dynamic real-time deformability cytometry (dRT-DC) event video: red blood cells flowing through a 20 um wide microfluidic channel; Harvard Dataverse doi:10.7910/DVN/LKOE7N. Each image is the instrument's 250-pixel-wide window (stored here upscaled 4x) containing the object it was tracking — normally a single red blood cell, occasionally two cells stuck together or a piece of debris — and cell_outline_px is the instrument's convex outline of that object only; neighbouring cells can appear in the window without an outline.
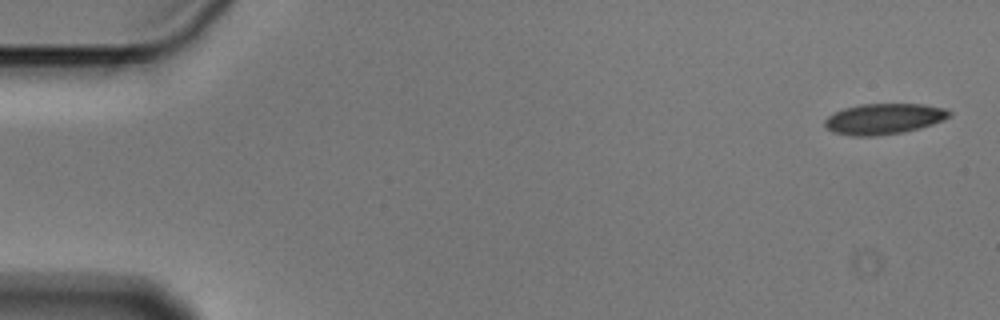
{"species": "Egyptian fruit bat (a non-hibernating species)", "species_latin": "Rousettus aegyptiacus", "temperature_condition": "cold", "stored_images_in_passage": 5, "camera_frame_rate_fps": 3000, "um_per_image_px": 0.085, "animal": {"sex": "male"}, "frame": {"image": 1, "passage_image": 1, "time_ms": 0.0, "image_size_px": [1000, 320], "cell_outline_px": [[952, 116], [944, 120], [920, 128], [904, 132], [876, 136], [848, 136], [832, 132], [824, 124], [824, 120], [828, 116], [844, 108], [860, 104], [924, 104], [948, 108], [952, 112]], "centroid_in_image_um": [75.17, 10.1], "position_along_channel_um": 9.8, "area_um2": 22.6}}
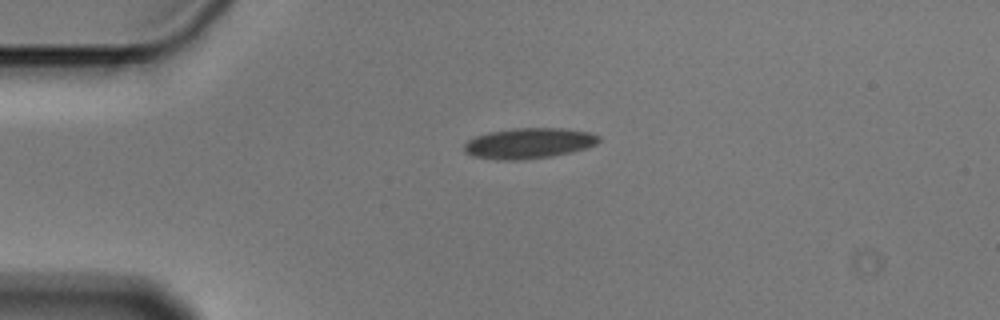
{"frame": {"image": 2, "passage_image": 4, "time_ms": 1.0, "image_size_px": [1000, 320], "cell_outline_px": [[600, 140], [596, 144], [572, 152], [552, 156], [524, 160], [496, 160], [472, 156], [464, 152], [464, 144], [468, 140], [476, 136], [488, 132], [512, 128], [564, 128], [588, 132], [600, 136]], "centroid_in_image_um": [44.92, 12.18], "position_along_channel_um": 40.1, "area_um2": 24.16}}